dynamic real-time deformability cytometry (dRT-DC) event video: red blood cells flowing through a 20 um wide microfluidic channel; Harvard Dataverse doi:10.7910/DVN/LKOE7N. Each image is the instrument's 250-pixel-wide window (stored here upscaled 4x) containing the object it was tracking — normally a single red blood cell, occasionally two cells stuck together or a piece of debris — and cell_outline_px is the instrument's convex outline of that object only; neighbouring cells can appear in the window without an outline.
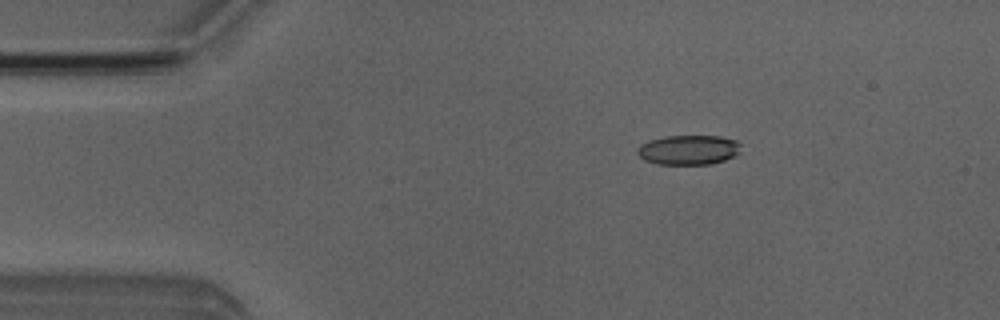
{"species": "Egyptian fruit bat (a non-hibernating species)", "species_latin": "Rousettus aegyptiacus", "temperature_condition": "room temperature", "stored_images_in_passage": 5, "camera_frame_rate_fps": 3000, "um_per_image_px": 0.085, "animal": {"sex": "male"}, "frame": {"image": 1, "passage_image": 3, "time_ms": 2.333, "image_size_px": [1000, 320], "cell_outline_px": [[740, 152], [736, 156], [724, 160], [708, 164], [660, 164], [644, 160], [636, 152], [636, 148], [640, 144], [648, 140], [664, 136], [720, 136], [736, 140], [740, 144]], "centroid_in_image_um": [58.51, 12.73], "position_along_channel_um": 26.5, "area_um2": 18.03}}